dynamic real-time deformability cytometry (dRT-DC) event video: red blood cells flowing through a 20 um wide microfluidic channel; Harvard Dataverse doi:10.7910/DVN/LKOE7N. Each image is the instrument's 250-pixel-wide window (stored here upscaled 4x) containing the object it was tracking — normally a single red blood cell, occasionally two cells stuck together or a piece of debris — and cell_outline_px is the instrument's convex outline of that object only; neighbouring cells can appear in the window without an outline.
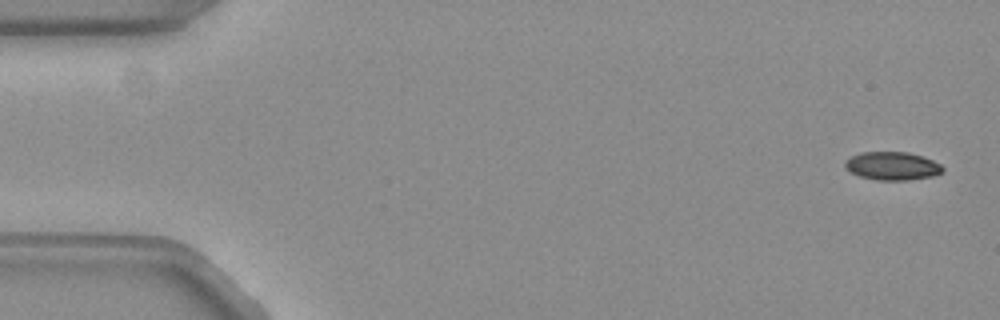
{"species": "common noctule bat (a hibernating species)", "species_latin": "Nyctalus noctula", "temperature_condition": "warm", "stored_images_in_passage": 53, "camera_frame_rate_fps": 3000, "um_per_image_px": 0.085, "animal": {"sex": "female", "body_mass_g": 19.3, "forearm_length_mm": 54.1}, "frame": {"image": 1, "passage_image": 1, "time_ms": 0.0, "image_size_px": [1000, 320], "cell_outline_px": [[944, 168], [940, 172], [932, 176], [908, 180], [876, 180], [860, 176], [844, 168], [844, 160], [860, 152], [908, 152], [932, 160], [940, 164]], "centroid_in_image_um": [75.8, 14.1], "position_along_channel_um": 9.2, "area_um2": 15.95}}
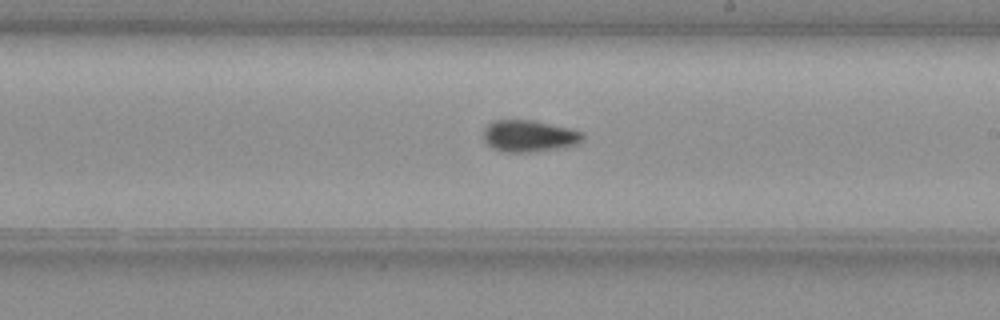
{"frame": {"image": 2, "passage_image": 30, "time_ms": 9.667, "image_size_px": [1000, 320], "cell_outline_px": [[584, 136], [576, 144], [564, 148], [532, 152], [504, 152], [492, 148], [484, 140], [484, 128], [488, 124], [496, 120], [532, 120], [568, 128], [580, 132]], "centroid_in_image_um": [44.94, 11.57], "position_along_channel_um": 244.1, "area_um2": 18.21}}
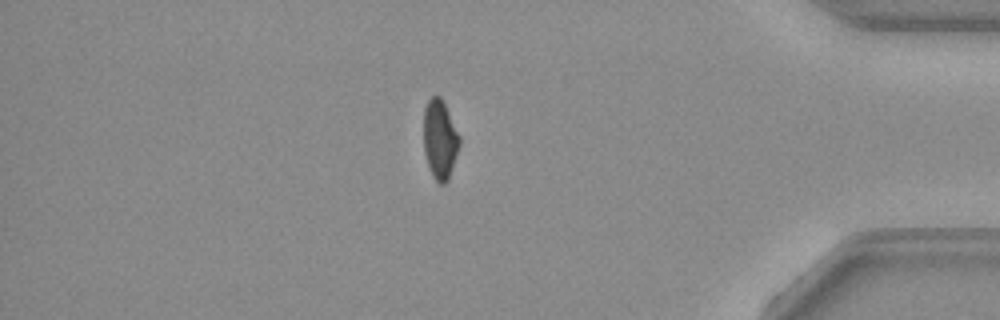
{"frame": {"image": 3, "passage_image": 45, "time_ms": 14.667, "image_size_px": [1000, 320], "cell_outline_px": [[460, 144], [448, 180], [444, 184], [440, 184], [432, 176], [428, 168], [424, 152], [424, 108], [428, 100], [432, 96], [440, 96], [460, 136]], "centroid_in_image_um": [37.38, 11.87], "position_along_channel_um": 397.8, "area_um2": 16.47}, "authors_computed_cell_mechanics": {"area_um2": 17.2244, "velocity_mm_per_s": 3.8329, "shape_relaxation_time_tau1_ms": 8.1807, "shape_relaxation_time_tau2_ms": 3.8219, "deformation_change_tau1": 0.181, "deformation_change_tau2": 0.0661}}